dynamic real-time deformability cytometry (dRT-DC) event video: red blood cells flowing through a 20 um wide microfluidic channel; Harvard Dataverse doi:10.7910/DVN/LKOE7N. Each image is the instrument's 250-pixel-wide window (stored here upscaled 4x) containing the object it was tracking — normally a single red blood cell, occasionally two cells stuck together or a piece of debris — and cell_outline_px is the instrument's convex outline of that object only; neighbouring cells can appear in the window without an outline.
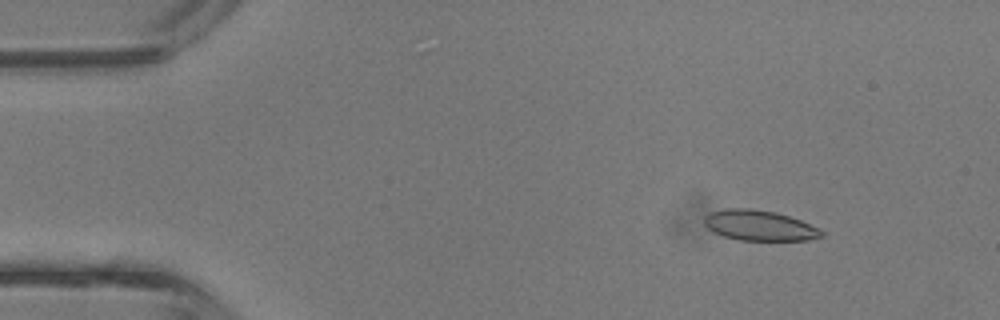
{"species": "common noctule bat (a hibernating species)", "species_latin": "Nyctalus noctula", "temperature_condition": "room temperature", "stored_images_in_passage": 39, "camera_frame_rate_fps": 3000, "um_per_image_px": 0.085, "animal": {"sex": "male", "body_mass_g": 13.3}, "frame": {"image": 1, "passage_image": 2, "time_ms": 0.333, "image_size_px": [1000, 320], "cell_outline_px": [[824, 236], [808, 240], [740, 240], [724, 236], [708, 228], [704, 224], [704, 216], [712, 212], [724, 208], [752, 208], [776, 212], [800, 220], [824, 232]], "centroid_in_image_um": [64.53, 19.16], "position_along_channel_um": 20.5, "area_um2": 20.58}}
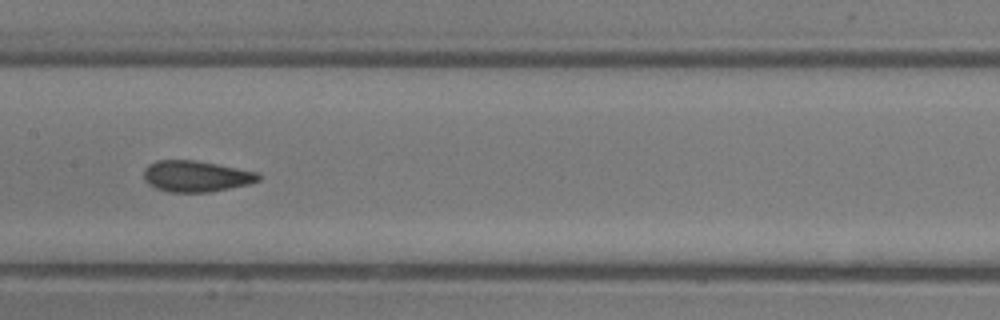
{"frame": {"image": 2, "passage_image": 18, "time_ms": 5.667, "image_size_px": [1000, 320], "cell_outline_px": [[260, 180], [248, 184], [212, 192], [168, 192], [156, 188], [148, 184], [144, 180], [144, 168], [148, 164], [156, 160], [196, 160], [260, 172]], "centroid_in_image_um": [16.66, 14.97], "position_along_channel_um": 190.7, "area_um2": 21.04}}
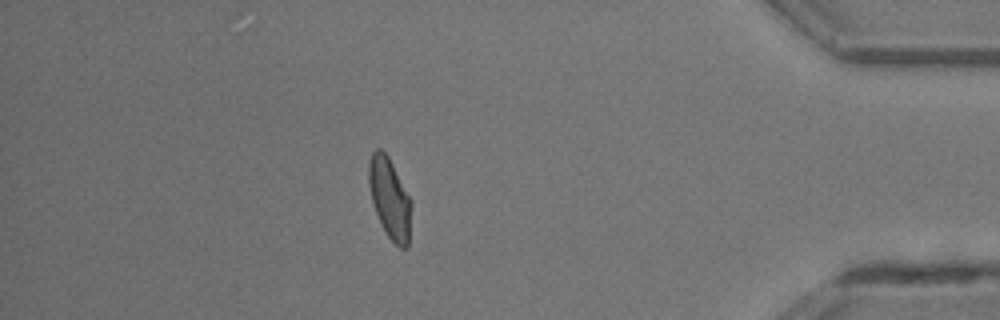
{"frame": {"image": 3, "passage_image": 34, "time_ms": 11.0, "image_size_px": [1000, 320], "cell_outline_px": [[412, 204], [408, 248], [400, 248], [388, 236], [380, 224], [372, 200], [368, 184], [368, 164], [372, 152], [376, 148], [380, 148], [388, 156], [412, 200]], "centroid_in_image_um": [33.13, 16.85], "position_along_channel_um": 402.1, "area_um2": 20.11}, "authors_computed_cell_mechanics": {"area_um2": 20.7502, "velocity_mm_per_s": 4.8138, "shape_relaxation_time_tau1_ms": 7.2077, "shape_relaxation_time_tau2_ms": 1.0812, "deformation_change_tau1": 0.1979, "deformation_change_tau2": 0.0625}}